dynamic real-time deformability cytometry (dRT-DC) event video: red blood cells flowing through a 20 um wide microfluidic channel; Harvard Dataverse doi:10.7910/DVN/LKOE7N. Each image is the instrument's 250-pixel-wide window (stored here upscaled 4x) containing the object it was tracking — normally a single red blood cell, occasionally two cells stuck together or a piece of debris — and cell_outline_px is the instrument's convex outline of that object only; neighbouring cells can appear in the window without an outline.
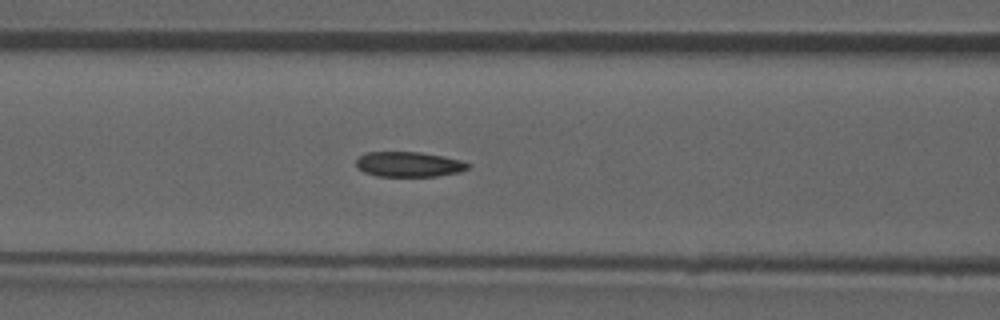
{"species": "common noctule bat (a hibernating species)", "species_latin": "Nyctalus noctula", "temperature_condition": "room temperature", "stored_images_in_passage": 45, "camera_frame_rate_fps": 3000, "um_per_image_px": 0.085, "animal": {"sex": "male", "forearm_length_mm": 52.5}, "frame": {"image": 1, "passage_image": 14, "time_ms": 4.333, "image_size_px": [1000, 320], "cell_outline_px": [[472, 164], [468, 168], [460, 172], [436, 176], [376, 176], [364, 172], [356, 164], [356, 160], [364, 152], [420, 152], [444, 156], [460, 160]], "centroid_in_image_um": [34.77, 13.96], "position_along_channel_um": 131.8, "area_um2": 16.36}, "authors_computed_cell_mechanics": {"area_um2": 16.9932, "velocity_mm_per_s": 3.9161, "shape_relaxation_time_tau1_ms": null, "shape_relaxation_time_tau2_ms": 5.7772, "deformation_change_tau1": null, "deformation_change_tau2": 0.0866}}